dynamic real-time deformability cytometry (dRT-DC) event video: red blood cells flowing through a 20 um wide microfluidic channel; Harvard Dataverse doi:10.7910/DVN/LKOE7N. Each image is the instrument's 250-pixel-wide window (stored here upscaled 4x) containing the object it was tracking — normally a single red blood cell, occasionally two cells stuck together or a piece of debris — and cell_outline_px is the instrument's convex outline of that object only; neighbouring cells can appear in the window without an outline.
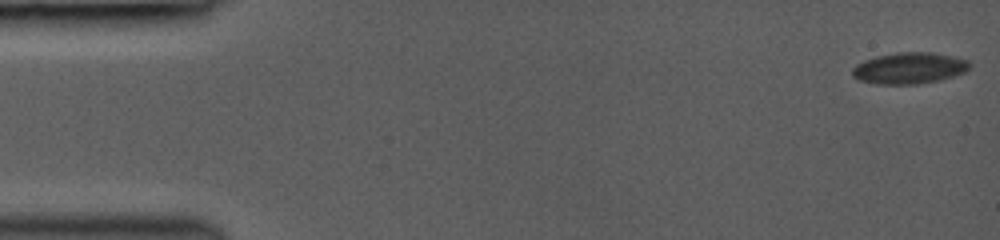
{"species": "common noctule bat (a hibernating species)", "species_latin": "Nyctalus noctula", "temperature_condition": "room temperature", "stored_images_in_passage": 34, "camera_frame_rate_fps": 3000, "um_per_image_px": 0.085, "animal": {"sex": "female", "body_mass_g": 19.0, "forearm_length_mm": 53.3}, "frame": {"image": 1, "passage_image": 1, "time_ms": 0.0, "image_size_px": [1000, 240], "cell_outline_px": [[972, 64], [964, 72], [940, 80], [916, 84], [876, 84], [860, 80], [852, 76], [852, 68], [856, 64], [864, 60], [876, 56], [896, 52], [932, 52], [952, 56], [968, 60]], "centroid_in_image_um": [77.27, 5.78], "position_along_channel_um": 7.7, "area_um2": 21.44}}
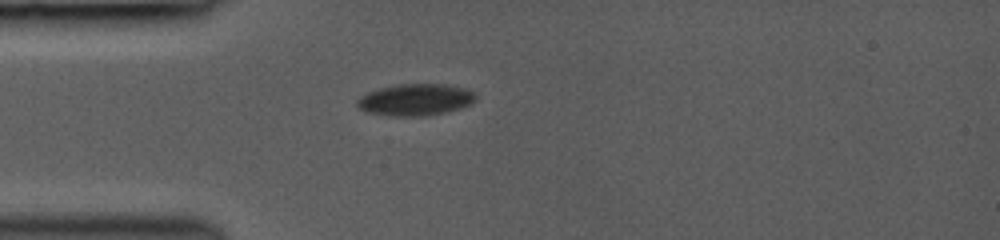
{"frame": {"image": 2, "passage_image": 24, "time_ms": 4.333, "image_size_px": [1000, 240], "cell_outline_px": [[476, 100], [472, 104], [460, 108], [444, 112], [424, 116], [392, 116], [364, 112], [356, 108], [356, 100], [360, 96], [368, 92], [380, 88], [396, 84], [448, 84], [464, 88], [476, 92]], "centroid_in_image_um": [35.29, 8.47], "position_along_channel_um": 49.7, "area_um2": 22.25}}
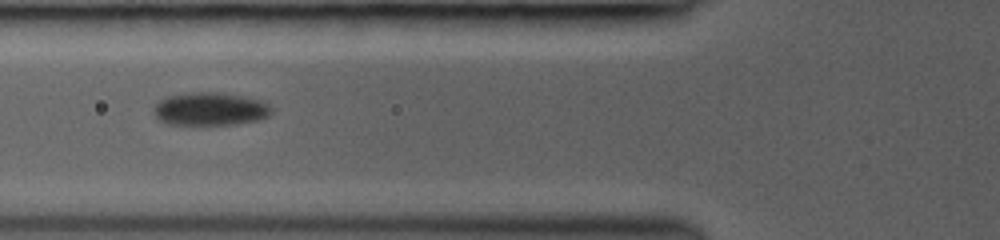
{"frame": {"image": 3, "passage_image": 33, "time_ms": 6.0, "image_size_px": [1000, 240], "cell_outline_px": [[272, 112], [268, 116], [256, 120], [236, 124], [168, 124], [156, 120], [152, 112], [152, 108], [160, 100], [168, 96], [188, 92], [220, 92], [244, 96], [260, 100], [268, 104], [272, 108]], "centroid_in_image_um": [17.82, 9.25], "position_along_channel_um": 108.0, "area_um2": 22.89}}